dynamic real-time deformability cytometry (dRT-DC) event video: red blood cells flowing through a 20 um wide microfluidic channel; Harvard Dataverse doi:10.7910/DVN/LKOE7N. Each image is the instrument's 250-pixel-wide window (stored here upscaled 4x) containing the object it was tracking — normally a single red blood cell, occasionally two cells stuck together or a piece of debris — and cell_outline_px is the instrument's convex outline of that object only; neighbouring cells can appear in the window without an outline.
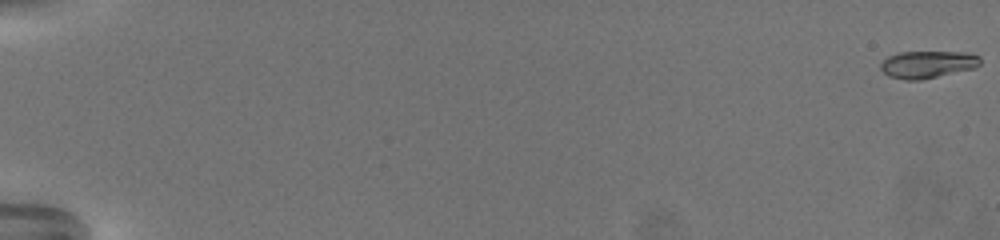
{"species": "common noctule bat (a hibernating species)", "species_latin": "Nyctalus noctula", "temperature_condition": "warm", "stored_images_in_passage": 14, "camera_frame_rate_fps": 3000, "um_per_image_px": 0.085, "animal": {"sex": "female", "body_mass_g": 19.5, "forearm_length_mm": 54.1}, "frame": {"image": 1, "passage_image": 1, "time_ms": 0.0, "image_size_px": [1000, 240], "cell_outline_px": [[980, 64], [976, 68], [920, 80], [904, 80], [888, 76], [880, 68], [880, 64], [888, 56], [900, 52], [968, 52], [980, 56]], "centroid_in_image_um": [78.86, 5.47], "position_along_channel_um": 6.1, "area_um2": 15.9}}